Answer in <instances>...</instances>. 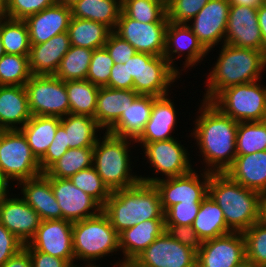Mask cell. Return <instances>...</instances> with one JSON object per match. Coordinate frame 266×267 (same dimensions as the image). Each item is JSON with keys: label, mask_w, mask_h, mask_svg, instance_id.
<instances>
[{"label": "cell", "mask_w": 266, "mask_h": 267, "mask_svg": "<svg viewBox=\"0 0 266 267\" xmlns=\"http://www.w3.org/2000/svg\"><path fill=\"white\" fill-rule=\"evenodd\" d=\"M67 32L71 46L96 50L104 47L112 30L99 22L72 17Z\"/></svg>", "instance_id": "e575fe53"}, {"label": "cell", "mask_w": 266, "mask_h": 267, "mask_svg": "<svg viewBox=\"0 0 266 267\" xmlns=\"http://www.w3.org/2000/svg\"><path fill=\"white\" fill-rule=\"evenodd\" d=\"M177 139L176 137L165 141L145 143L141 147L144 152L142 159L147 160L146 164L149 163L155 171L152 173L153 177L150 174L147 177L139 175L141 182L153 184L160 179L187 174L194 168L188 146L184 147ZM158 173L162 177H157Z\"/></svg>", "instance_id": "9c48e42d"}, {"label": "cell", "mask_w": 266, "mask_h": 267, "mask_svg": "<svg viewBox=\"0 0 266 267\" xmlns=\"http://www.w3.org/2000/svg\"><path fill=\"white\" fill-rule=\"evenodd\" d=\"M266 151V120L239 122L236 137L237 155Z\"/></svg>", "instance_id": "ab89813d"}, {"label": "cell", "mask_w": 266, "mask_h": 267, "mask_svg": "<svg viewBox=\"0 0 266 267\" xmlns=\"http://www.w3.org/2000/svg\"><path fill=\"white\" fill-rule=\"evenodd\" d=\"M196 170L193 168L187 174L160 179L153 183L159 191L164 213L180 202L201 203L207 197L210 172Z\"/></svg>", "instance_id": "8fae6325"}, {"label": "cell", "mask_w": 266, "mask_h": 267, "mask_svg": "<svg viewBox=\"0 0 266 267\" xmlns=\"http://www.w3.org/2000/svg\"><path fill=\"white\" fill-rule=\"evenodd\" d=\"M246 258L257 267L266 266V225L260 221L243 232Z\"/></svg>", "instance_id": "ee69618b"}, {"label": "cell", "mask_w": 266, "mask_h": 267, "mask_svg": "<svg viewBox=\"0 0 266 267\" xmlns=\"http://www.w3.org/2000/svg\"><path fill=\"white\" fill-rule=\"evenodd\" d=\"M180 77L164 56H152L149 61H142L141 95H168L172 91L170 88Z\"/></svg>", "instance_id": "4316f807"}, {"label": "cell", "mask_w": 266, "mask_h": 267, "mask_svg": "<svg viewBox=\"0 0 266 267\" xmlns=\"http://www.w3.org/2000/svg\"><path fill=\"white\" fill-rule=\"evenodd\" d=\"M56 3V0H5L4 15L15 20H25Z\"/></svg>", "instance_id": "bcb514c9"}, {"label": "cell", "mask_w": 266, "mask_h": 267, "mask_svg": "<svg viewBox=\"0 0 266 267\" xmlns=\"http://www.w3.org/2000/svg\"><path fill=\"white\" fill-rule=\"evenodd\" d=\"M31 257L32 267H73L67 260L25 248Z\"/></svg>", "instance_id": "11a10c76"}, {"label": "cell", "mask_w": 266, "mask_h": 267, "mask_svg": "<svg viewBox=\"0 0 266 267\" xmlns=\"http://www.w3.org/2000/svg\"><path fill=\"white\" fill-rule=\"evenodd\" d=\"M72 239L76 267L96 265V261L106 256L112 257L114 252V255L116 252L120 253L119 234L103 211L93 217L73 222ZM78 261L84 263L77 265Z\"/></svg>", "instance_id": "8992f818"}, {"label": "cell", "mask_w": 266, "mask_h": 267, "mask_svg": "<svg viewBox=\"0 0 266 267\" xmlns=\"http://www.w3.org/2000/svg\"><path fill=\"white\" fill-rule=\"evenodd\" d=\"M11 191V187H8L1 179H0V199L1 197L9 190Z\"/></svg>", "instance_id": "e7e4bbea"}, {"label": "cell", "mask_w": 266, "mask_h": 267, "mask_svg": "<svg viewBox=\"0 0 266 267\" xmlns=\"http://www.w3.org/2000/svg\"><path fill=\"white\" fill-rule=\"evenodd\" d=\"M201 203H178L165 213V224L192 225L198 214Z\"/></svg>", "instance_id": "681fc988"}, {"label": "cell", "mask_w": 266, "mask_h": 267, "mask_svg": "<svg viewBox=\"0 0 266 267\" xmlns=\"http://www.w3.org/2000/svg\"><path fill=\"white\" fill-rule=\"evenodd\" d=\"M41 174L39 161L23 133L20 130H0V179L8 187H15L13 182L17 185Z\"/></svg>", "instance_id": "52a82bcc"}, {"label": "cell", "mask_w": 266, "mask_h": 267, "mask_svg": "<svg viewBox=\"0 0 266 267\" xmlns=\"http://www.w3.org/2000/svg\"><path fill=\"white\" fill-rule=\"evenodd\" d=\"M24 88L32 116L62 118L70 113L65 82L54 75H32Z\"/></svg>", "instance_id": "30bf717a"}, {"label": "cell", "mask_w": 266, "mask_h": 267, "mask_svg": "<svg viewBox=\"0 0 266 267\" xmlns=\"http://www.w3.org/2000/svg\"><path fill=\"white\" fill-rule=\"evenodd\" d=\"M257 18L263 39V53L266 56V2L257 8Z\"/></svg>", "instance_id": "680465c9"}, {"label": "cell", "mask_w": 266, "mask_h": 267, "mask_svg": "<svg viewBox=\"0 0 266 267\" xmlns=\"http://www.w3.org/2000/svg\"><path fill=\"white\" fill-rule=\"evenodd\" d=\"M70 113L88 115L95 118L99 86L88 80L66 81Z\"/></svg>", "instance_id": "d590c367"}, {"label": "cell", "mask_w": 266, "mask_h": 267, "mask_svg": "<svg viewBox=\"0 0 266 267\" xmlns=\"http://www.w3.org/2000/svg\"><path fill=\"white\" fill-rule=\"evenodd\" d=\"M102 134L93 147V166L104 184L111 192L138 184L140 176L133 172V161L130 159L135 141L108 132Z\"/></svg>", "instance_id": "5b68a950"}, {"label": "cell", "mask_w": 266, "mask_h": 267, "mask_svg": "<svg viewBox=\"0 0 266 267\" xmlns=\"http://www.w3.org/2000/svg\"><path fill=\"white\" fill-rule=\"evenodd\" d=\"M217 61L207 74L204 101L211 102L222 90L264 79L266 56L263 51L224 43Z\"/></svg>", "instance_id": "7a4b0ae2"}, {"label": "cell", "mask_w": 266, "mask_h": 267, "mask_svg": "<svg viewBox=\"0 0 266 267\" xmlns=\"http://www.w3.org/2000/svg\"><path fill=\"white\" fill-rule=\"evenodd\" d=\"M208 195L223 211L232 232L243 233L259 221L262 194L245 188L226 173H210Z\"/></svg>", "instance_id": "277c9868"}, {"label": "cell", "mask_w": 266, "mask_h": 267, "mask_svg": "<svg viewBox=\"0 0 266 267\" xmlns=\"http://www.w3.org/2000/svg\"><path fill=\"white\" fill-rule=\"evenodd\" d=\"M169 22L143 23L121 11L114 32L132 45L136 52L163 56L165 32Z\"/></svg>", "instance_id": "4fadbf2b"}, {"label": "cell", "mask_w": 266, "mask_h": 267, "mask_svg": "<svg viewBox=\"0 0 266 267\" xmlns=\"http://www.w3.org/2000/svg\"><path fill=\"white\" fill-rule=\"evenodd\" d=\"M14 195L13 193L10 195L8 190L1 197L0 223L26 245L36 233L42 220L39 214L21 198L20 194H18L19 196Z\"/></svg>", "instance_id": "e0dca14e"}, {"label": "cell", "mask_w": 266, "mask_h": 267, "mask_svg": "<svg viewBox=\"0 0 266 267\" xmlns=\"http://www.w3.org/2000/svg\"><path fill=\"white\" fill-rule=\"evenodd\" d=\"M206 55L208 56V51L199 42L188 24L169 21L165 32V49L163 56L180 75H184L182 71H184V73L188 72L185 71L187 68L190 70L192 67L194 69L198 66L199 63V65H201V62L204 61L205 58L207 59ZM181 57L186 59H184L185 61H183V64H180V66L184 65L182 69H179L181 67H178L175 62Z\"/></svg>", "instance_id": "7c38bea8"}, {"label": "cell", "mask_w": 266, "mask_h": 267, "mask_svg": "<svg viewBox=\"0 0 266 267\" xmlns=\"http://www.w3.org/2000/svg\"><path fill=\"white\" fill-rule=\"evenodd\" d=\"M110 264L111 265H113L112 267H121V260L119 259V261L117 260L114 264H112L111 262H110ZM101 265L99 264V265H85V266H80V267H100Z\"/></svg>", "instance_id": "003e7915"}, {"label": "cell", "mask_w": 266, "mask_h": 267, "mask_svg": "<svg viewBox=\"0 0 266 267\" xmlns=\"http://www.w3.org/2000/svg\"><path fill=\"white\" fill-rule=\"evenodd\" d=\"M15 188L21 190V198L39 214L41 220L63 219L61 208L52 191L50 177L45 173L21 181Z\"/></svg>", "instance_id": "603a6c76"}, {"label": "cell", "mask_w": 266, "mask_h": 267, "mask_svg": "<svg viewBox=\"0 0 266 267\" xmlns=\"http://www.w3.org/2000/svg\"><path fill=\"white\" fill-rule=\"evenodd\" d=\"M31 117L24 86H0V130H20Z\"/></svg>", "instance_id": "d4e9b609"}, {"label": "cell", "mask_w": 266, "mask_h": 267, "mask_svg": "<svg viewBox=\"0 0 266 267\" xmlns=\"http://www.w3.org/2000/svg\"><path fill=\"white\" fill-rule=\"evenodd\" d=\"M209 0H168L167 18L173 23H188Z\"/></svg>", "instance_id": "7dc6e473"}, {"label": "cell", "mask_w": 266, "mask_h": 267, "mask_svg": "<svg viewBox=\"0 0 266 267\" xmlns=\"http://www.w3.org/2000/svg\"><path fill=\"white\" fill-rule=\"evenodd\" d=\"M93 166V147L69 148L46 172L48 177L70 178Z\"/></svg>", "instance_id": "8d00e7d4"}, {"label": "cell", "mask_w": 266, "mask_h": 267, "mask_svg": "<svg viewBox=\"0 0 266 267\" xmlns=\"http://www.w3.org/2000/svg\"><path fill=\"white\" fill-rule=\"evenodd\" d=\"M166 232L182 245L198 252L203 241L191 225L165 224Z\"/></svg>", "instance_id": "816d5d0a"}, {"label": "cell", "mask_w": 266, "mask_h": 267, "mask_svg": "<svg viewBox=\"0 0 266 267\" xmlns=\"http://www.w3.org/2000/svg\"><path fill=\"white\" fill-rule=\"evenodd\" d=\"M138 95L134 90L99 88L95 119L104 132L120 118Z\"/></svg>", "instance_id": "f546056e"}, {"label": "cell", "mask_w": 266, "mask_h": 267, "mask_svg": "<svg viewBox=\"0 0 266 267\" xmlns=\"http://www.w3.org/2000/svg\"><path fill=\"white\" fill-rule=\"evenodd\" d=\"M60 118L50 116H32L20 129L29 144L33 155L39 161L52 143Z\"/></svg>", "instance_id": "d6a6232c"}, {"label": "cell", "mask_w": 266, "mask_h": 267, "mask_svg": "<svg viewBox=\"0 0 266 267\" xmlns=\"http://www.w3.org/2000/svg\"><path fill=\"white\" fill-rule=\"evenodd\" d=\"M135 260L146 267H197V252L182 245L165 231Z\"/></svg>", "instance_id": "2e32d148"}, {"label": "cell", "mask_w": 266, "mask_h": 267, "mask_svg": "<svg viewBox=\"0 0 266 267\" xmlns=\"http://www.w3.org/2000/svg\"><path fill=\"white\" fill-rule=\"evenodd\" d=\"M71 18V8L59 3L27 17L24 21L28 27L30 44H41L57 34L67 32Z\"/></svg>", "instance_id": "44dd1931"}, {"label": "cell", "mask_w": 266, "mask_h": 267, "mask_svg": "<svg viewBox=\"0 0 266 267\" xmlns=\"http://www.w3.org/2000/svg\"><path fill=\"white\" fill-rule=\"evenodd\" d=\"M68 149L69 144H67L66 131L59 124L52 143L48 147L45 155L39 160L42 173H45Z\"/></svg>", "instance_id": "c3c4849f"}, {"label": "cell", "mask_w": 266, "mask_h": 267, "mask_svg": "<svg viewBox=\"0 0 266 267\" xmlns=\"http://www.w3.org/2000/svg\"><path fill=\"white\" fill-rule=\"evenodd\" d=\"M1 267H32L29 252L23 248L10 257Z\"/></svg>", "instance_id": "6f0895ef"}, {"label": "cell", "mask_w": 266, "mask_h": 267, "mask_svg": "<svg viewBox=\"0 0 266 267\" xmlns=\"http://www.w3.org/2000/svg\"><path fill=\"white\" fill-rule=\"evenodd\" d=\"M102 211L118 234L146 220L165 219L159 191L154 184L141 181L111 192Z\"/></svg>", "instance_id": "3957f363"}, {"label": "cell", "mask_w": 266, "mask_h": 267, "mask_svg": "<svg viewBox=\"0 0 266 267\" xmlns=\"http://www.w3.org/2000/svg\"><path fill=\"white\" fill-rule=\"evenodd\" d=\"M106 87L114 89L134 90V81L128 80L127 65L114 64V66L111 69L109 83Z\"/></svg>", "instance_id": "9f6ffc18"}, {"label": "cell", "mask_w": 266, "mask_h": 267, "mask_svg": "<svg viewBox=\"0 0 266 267\" xmlns=\"http://www.w3.org/2000/svg\"><path fill=\"white\" fill-rule=\"evenodd\" d=\"M0 34L6 54L29 55L31 44L28 27L24 20L3 16L0 19Z\"/></svg>", "instance_id": "74e56055"}, {"label": "cell", "mask_w": 266, "mask_h": 267, "mask_svg": "<svg viewBox=\"0 0 266 267\" xmlns=\"http://www.w3.org/2000/svg\"><path fill=\"white\" fill-rule=\"evenodd\" d=\"M165 231V219L146 220L122 231L119 234L121 262L135 259Z\"/></svg>", "instance_id": "83f0119b"}, {"label": "cell", "mask_w": 266, "mask_h": 267, "mask_svg": "<svg viewBox=\"0 0 266 267\" xmlns=\"http://www.w3.org/2000/svg\"><path fill=\"white\" fill-rule=\"evenodd\" d=\"M171 96H154L151 116L146 123L145 129L135 143L142 147L145 143L165 141L175 138L174 134L178 121L176 106ZM173 100V101H172Z\"/></svg>", "instance_id": "7402d4cb"}, {"label": "cell", "mask_w": 266, "mask_h": 267, "mask_svg": "<svg viewBox=\"0 0 266 267\" xmlns=\"http://www.w3.org/2000/svg\"><path fill=\"white\" fill-rule=\"evenodd\" d=\"M191 226L203 242L232 232L225 222L222 209L209 195L201 202Z\"/></svg>", "instance_id": "836d02e7"}, {"label": "cell", "mask_w": 266, "mask_h": 267, "mask_svg": "<svg viewBox=\"0 0 266 267\" xmlns=\"http://www.w3.org/2000/svg\"><path fill=\"white\" fill-rule=\"evenodd\" d=\"M230 5H242L252 8H258L264 0H228Z\"/></svg>", "instance_id": "91938a15"}, {"label": "cell", "mask_w": 266, "mask_h": 267, "mask_svg": "<svg viewBox=\"0 0 266 267\" xmlns=\"http://www.w3.org/2000/svg\"><path fill=\"white\" fill-rule=\"evenodd\" d=\"M104 48L113 59L114 64L117 65L128 62L137 53L132 45L118 36L114 31L110 33Z\"/></svg>", "instance_id": "f907efd6"}, {"label": "cell", "mask_w": 266, "mask_h": 267, "mask_svg": "<svg viewBox=\"0 0 266 267\" xmlns=\"http://www.w3.org/2000/svg\"><path fill=\"white\" fill-rule=\"evenodd\" d=\"M50 183L63 219L75 222L93 217L102 211V206L76 187L69 178L50 177Z\"/></svg>", "instance_id": "d6986e66"}, {"label": "cell", "mask_w": 266, "mask_h": 267, "mask_svg": "<svg viewBox=\"0 0 266 267\" xmlns=\"http://www.w3.org/2000/svg\"><path fill=\"white\" fill-rule=\"evenodd\" d=\"M245 258L243 233L230 232L202 243L197 252V267H233Z\"/></svg>", "instance_id": "ac0fdd59"}, {"label": "cell", "mask_w": 266, "mask_h": 267, "mask_svg": "<svg viewBox=\"0 0 266 267\" xmlns=\"http://www.w3.org/2000/svg\"><path fill=\"white\" fill-rule=\"evenodd\" d=\"M24 248V244L0 223V267Z\"/></svg>", "instance_id": "f5cc1de1"}, {"label": "cell", "mask_w": 266, "mask_h": 267, "mask_svg": "<svg viewBox=\"0 0 266 267\" xmlns=\"http://www.w3.org/2000/svg\"><path fill=\"white\" fill-rule=\"evenodd\" d=\"M152 56L148 53L137 52L128 62L124 63L127 65L128 80L134 81V91L138 94H141L142 61H149Z\"/></svg>", "instance_id": "db71d44e"}, {"label": "cell", "mask_w": 266, "mask_h": 267, "mask_svg": "<svg viewBox=\"0 0 266 267\" xmlns=\"http://www.w3.org/2000/svg\"><path fill=\"white\" fill-rule=\"evenodd\" d=\"M122 11L143 23L169 22L166 2L163 0H122Z\"/></svg>", "instance_id": "60d3db41"}, {"label": "cell", "mask_w": 266, "mask_h": 267, "mask_svg": "<svg viewBox=\"0 0 266 267\" xmlns=\"http://www.w3.org/2000/svg\"><path fill=\"white\" fill-rule=\"evenodd\" d=\"M69 179L76 187L94 198L102 207L111 195V191L104 184L94 166L80 170Z\"/></svg>", "instance_id": "7bdbcfd3"}, {"label": "cell", "mask_w": 266, "mask_h": 267, "mask_svg": "<svg viewBox=\"0 0 266 267\" xmlns=\"http://www.w3.org/2000/svg\"><path fill=\"white\" fill-rule=\"evenodd\" d=\"M73 222L65 219L42 220L36 233L24 248L67 260L76 267L72 239Z\"/></svg>", "instance_id": "5bb4252c"}, {"label": "cell", "mask_w": 266, "mask_h": 267, "mask_svg": "<svg viewBox=\"0 0 266 267\" xmlns=\"http://www.w3.org/2000/svg\"><path fill=\"white\" fill-rule=\"evenodd\" d=\"M93 51L83 47L70 46L69 51L61 59L54 76L64 82L86 80Z\"/></svg>", "instance_id": "f35d334b"}, {"label": "cell", "mask_w": 266, "mask_h": 267, "mask_svg": "<svg viewBox=\"0 0 266 267\" xmlns=\"http://www.w3.org/2000/svg\"><path fill=\"white\" fill-rule=\"evenodd\" d=\"M70 8L72 17L99 22L114 31L122 11V0H79Z\"/></svg>", "instance_id": "1f68e13d"}, {"label": "cell", "mask_w": 266, "mask_h": 267, "mask_svg": "<svg viewBox=\"0 0 266 267\" xmlns=\"http://www.w3.org/2000/svg\"><path fill=\"white\" fill-rule=\"evenodd\" d=\"M121 267H146L138 263L135 259L121 262Z\"/></svg>", "instance_id": "6125c7cd"}, {"label": "cell", "mask_w": 266, "mask_h": 267, "mask_svg": "<svg viewBox=\"0 0 266 267\" xmlns=\"http://www.w3.org/2000/svg\"><path fill=\"white\" fill-rule=\"evenodd\" d=\"M262 82L261 79L228 87L222 90L211 103L237 122L264 121L266 120V83Z\"/></svg>", "instance_id": "ba28073f"}, {"label": "cell", "mask_w": 266, "mask_h": 267, "mask_svg": "<svg viewBox=\"0 0 266 267\" xmlns=\"http://www.w3.org/2000/svg\"><path fill=\"white\" fill-rule=\"evenodd\" d=\"M233 267H257L248 258L243 259L240 263L234 265Z\"/></svg>", "instance_id": "be15d7a7"}, {"label": "cell", "mask_w": 266, "mask_h": 267, "mask_svg": "<svg viewBox=\"0 0 266 267\" xmlns=\"http://www.w3.org/2000/svg\"><path fill=\"white\" fill-rule=\"evenodd\" d=\"M71 44L68 32L57 34L47 42L31 45L28 55L32 75H55L61 59Z\"/></svg>", "instance_id": "cb8c5ba5"}, {"label": "cell", "mask_w": 266, "mask_h": 267, "mask_svg": "<svg viewBox=\"0 0 266 267\" xmlns=\"http://www.w3.org/2000/svg\"><path fill=\"white\" fill-rule=\"evenodd\" d=\"M259 221L266 225V194H262L261 197Z\"/></svg>", "instance_id": "94428289"}, {"label": "cell", "mask_w": 266, "mask_h": 267, "mask_svg": "<svg viewBox=\"0 0 266 267\" xmlns=\"http://www.w3.org/2000/svg\"><path fill=\"white\" fill-rule=\"evenodd\" d=\"M4 54H5V50L2 44L1 34H0V59L4 56Z\"/></svg>", "instance_id": "a7ac6f4b"}, {"label": "cell", "mask_w": 266, "mask_h": 267, "mask_svg": "<svg viewBox=\"0 0 266 267\" xmlns=\"http://www.w3.org/2000/svg\"><path fill=\"white\" fill-rule=\"evenodd\" d=\"M5 0H0V13L4 15Z\"/></svg>", "instance_id": "89a4df30"}, {"label": "cell", "mask_w": 266, "mask_h": 267, "mask_svg": "<svg viewBox=\"0 0 266 267\" xmlns=\"http://www.w3.org/2000/svg\"><path fill=\"white\" fill-rule=\"evenodd\" d=\"M194 128L189 134L196 142L203 161L201 168L210 173H225L234 163L238 124L236 120L222 113L211 102L201 100ZM199 114V115H198Z\"/></svg>", "instance_id": "6da1fadb"}, {"label": "cell", "mask_w": 266, "mask_h": 267, "mask_svg": "<svg viewBox=\"0 0 266 267\" xmlns=\"http://www.w3.org/2000/svg\"><path fill=\"white\" fill-rule=\"evenodd\" d=\"M153 102L154 96L139 94L106 132L136 141L143 133L151 116Z\"/></svg>", "instance_id": "484cf974"}, {"label": "cell", "mask_w": 266, "mask_h": 267, "mask_svg": "<svg viewBox=\"0 0 266 267\" xmlns=\"http://www.w3.org/2000/svg\"><path fill=\"white\" fill-rule=\"evenodd\" d=\"M31 76L28 56L5 53L0 59V86H24Z\"/></svg>", "instance_id": "b9f144b4"}, {"label": "cell", "mask_w": 266, "mask_h": 267, "mask_svg": "<svg viewBox=\"0 0 266 267\" xmlns=\"http://www.w3.org/2000/svg\"><path fill=\"white\" fill-rule=\"evenodd\" d=\"M229 10L228 0H209L196 16L186 23L208 51V55L215 46L224 44Z\"/></svg>", "instance_id": "9a60e30c"}, {"label": "cell", "mask_w": 266, "mask_h": 267, "mask_svg": "<svg viewBox=\"0 0 266 267\" xmlns=\"http://www.w3.org/2000/svg\"><path fill=\"white\" fill-rule=\"evenodd\" d=\"M60 124L66 131L69 148L94 147L98 136L104 131L96 119L88 115L69 113L60 118Z\"/></svg>", "instance_id": "4dcf8cb0"}, {"label": "cell", "mask_w": 266, "mask_h": 267, "mask_svg": "<svg viewBox=\"0 0 266 267\" xmlns=\"http://www.w3.org/2000/svg\"><path fill=\"white\" fill-rule=\"evenodd\" d=\"M113 66V59L104 47L94 50L86 80L99 87H106Z\"/></svg>", "instance_id": "f6af8a7d"}, {"label": "cell", "mask_w": 266, "mask_h": 267, "mask_svg": "<svg viewBox=\"0 0 266 267\" xmlns=\"http://www.w3.org/2000/svg\"><path fill=\"white\" fill-rule=\"evenodd\" d=\"M224 43L263 51L257 8L230 5Z\"/></svg>", "instance_id": "ffe728a7"}, {"label": "cell", "mask_w": 266, "mask_h": 267, "mask_svg": "<svg viewBox=\"0 0 266 267\" xmlns=\"http://www.w3.org/2000/svg\"><path fill=\"white\" fill-rule=\"evenodd\" d=\"M77 1H79V0H56V3L63 4V5L70 7L71 5H73Z\"/></svg>", "instance_id": "03108f58"}, {"label": "cell", "mask_w": 266, "mask_h": 267, "mask_svg": "<svg viewBox=\"0 0 266 267\" xmlns=\"http://www.w3.org/2000/svg\"><path fill=\"white\" fill-rule=\"evenodd\" d=\"M225 173L245 188L266 194V151L236 155Z\"/></svg>", "instance_id": "f1b7e54d"}]
</instances>
